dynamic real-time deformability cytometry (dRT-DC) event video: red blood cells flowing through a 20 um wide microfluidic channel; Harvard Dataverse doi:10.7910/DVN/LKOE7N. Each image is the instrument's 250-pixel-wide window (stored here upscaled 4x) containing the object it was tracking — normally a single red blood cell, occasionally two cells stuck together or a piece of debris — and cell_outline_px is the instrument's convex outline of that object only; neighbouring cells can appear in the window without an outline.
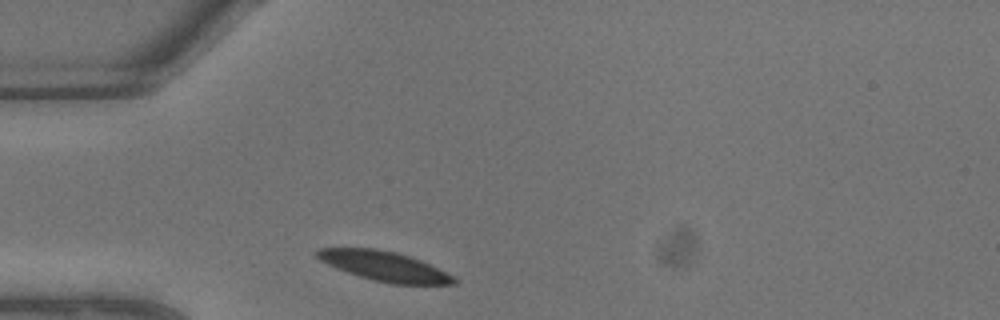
{"species": "common noctule bat (a hibernating species)", "species_latin": "Nyctalus noctula", "temperature_condition": "warm", "stored_images_in_passage": 3, "camera_frame_rate_fps": 3000, "um_per_image_px": 0.085, "animal": {"sex": "male", "body_mass_g": 13.3}, "frame": {"image": 1, "passage_image": 1, "time_ms": 0.0, "image_size_px": [1000, 320], "cell_outline_px": [[460, 280], [456, 284], [392, 284], [372, 280], [336, 268], [320, 260], [312, 252], [320, 248], [376, 248], [396, 252], [420, 260]], "centroid_in_image_um": [32.63, 22.62], "position_along_channel_um": 52.4, "area_um2": 23.47}}
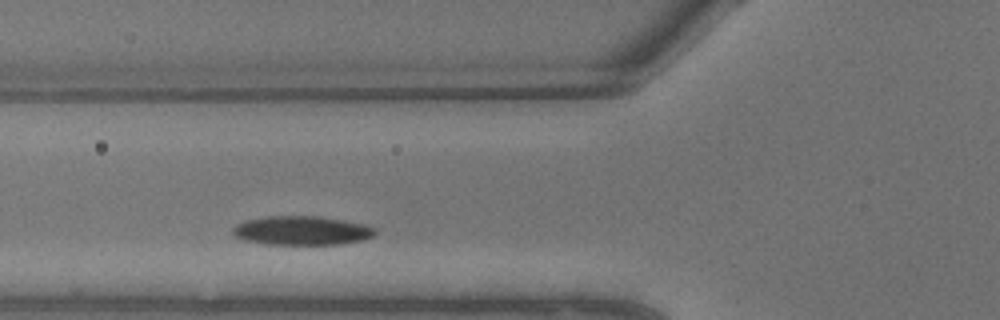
{"frame": {"image": 2, "passage_image": 3, "time_ms": 0.667, "image_size_px": [1000, 320], "cell_outline_px": [[376, 232], [372, 236], [364, 240], [340, 244], [264, 244], [240, 240], [232, 236], [232, 228], [236, 224], [248, 220], [268, 216], [316, 216], [344, 220], [364, 224], [376, 228]], "centroid_in_image_um": [25.61, 19.6], "position_along_channel_um": 100.2, "area_um2": 24.22}}